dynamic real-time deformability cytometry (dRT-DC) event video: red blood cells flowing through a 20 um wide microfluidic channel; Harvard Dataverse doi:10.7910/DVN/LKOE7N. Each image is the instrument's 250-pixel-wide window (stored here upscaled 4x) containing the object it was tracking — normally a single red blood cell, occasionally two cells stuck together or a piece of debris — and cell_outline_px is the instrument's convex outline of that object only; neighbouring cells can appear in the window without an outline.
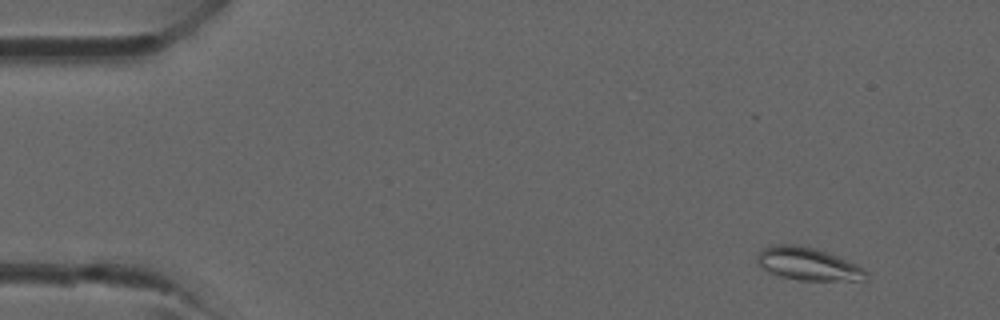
{"species": "common noctule bat (a hibernating species)", "species_latin": "Nyctalus noctula", "temperature_condition": "room temperature", "stored_images_in_passage": 4, "camera_frame_rate_fps": 3000, "um_per_image_px": 0.085, "animal": {"sex": "male", "forearm_length_mm": 52.5}, "frame": {"image": 1, "passage_image": 1, "time_ms": 0.0, "image_size_px": [1000, 320], "cell_outline_px": [[868, 280], [800, 280], [780, 276], [768, 272], [760, 268], [756, 264], [756, 256], [764, 248], [772, 244], [792, 244], [812, 248], [836, 256], [856, 264], [864, 268], [868, 272]], "centroid_in_image_um": [68.64, 22.45], "position_along_channel_um": 16.4, "area_um2": 20.75}}